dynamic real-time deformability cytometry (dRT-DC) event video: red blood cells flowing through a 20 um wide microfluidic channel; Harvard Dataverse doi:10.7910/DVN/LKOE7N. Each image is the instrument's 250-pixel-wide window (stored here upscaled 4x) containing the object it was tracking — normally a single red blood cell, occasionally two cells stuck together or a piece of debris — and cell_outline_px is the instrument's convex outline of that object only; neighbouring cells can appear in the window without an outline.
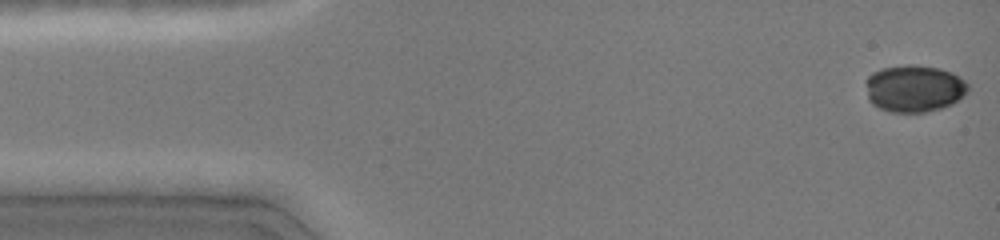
{"species": "common noctule bat (a hibernating species)", "species_latin": "Nyctalus noctula", "temperature_condition": "cold", "stored_images_in_passage": 6, "camera_frame_rate_fps": 3000, "um_per_image_px": 0.085, "animal": {"sex": "female", "body_mass_g": 19.0, "forearm_length_mm": 51.5}, "frame": {"image": 1, "passage_image": 1, "time_ms": 0.0, "image_size_px": [1000, 240], "cell_outline_px": [[968, 92], [952, 104], [928, 112], [888, 112], [872, 104], [868, 100], [864, 80], [872, 72], [880, 68], [904, 64], [916, 64], [940, 68], [952, 72], [960, 76], [968, 84]], "centroid_in_image_um": [77.68, 7.5], "position_along_channel_um": 7.3, "area_um2": 28.61}}
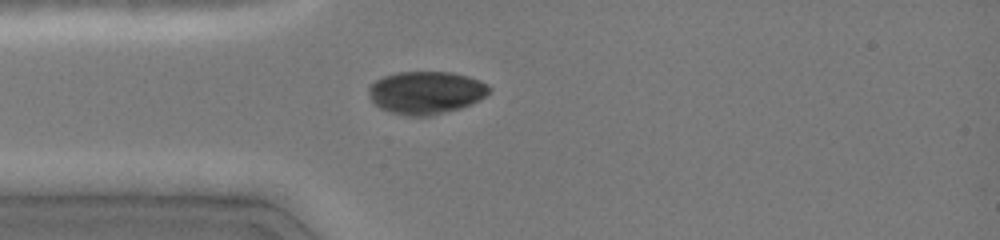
{"frame": {"image": 2, "passage_image": 6, "time_ms": 3.667, "image_size_px": [1000, 240], "cell_outline_px": [[492, 88], [484, 96], [472, 104], [460, 108], [432, 116], [404, 116], [388, 112], [380, 108], [372, 100], [368, 92], [368, 84], [384, 76], [396, 72], [452, 72], [468, 76], [480, 80], [488, 84]], "centroid_in_image_um": [36.19, 7.87], "position_along_channel_um": 48.8, "area_um2": 30.29}}